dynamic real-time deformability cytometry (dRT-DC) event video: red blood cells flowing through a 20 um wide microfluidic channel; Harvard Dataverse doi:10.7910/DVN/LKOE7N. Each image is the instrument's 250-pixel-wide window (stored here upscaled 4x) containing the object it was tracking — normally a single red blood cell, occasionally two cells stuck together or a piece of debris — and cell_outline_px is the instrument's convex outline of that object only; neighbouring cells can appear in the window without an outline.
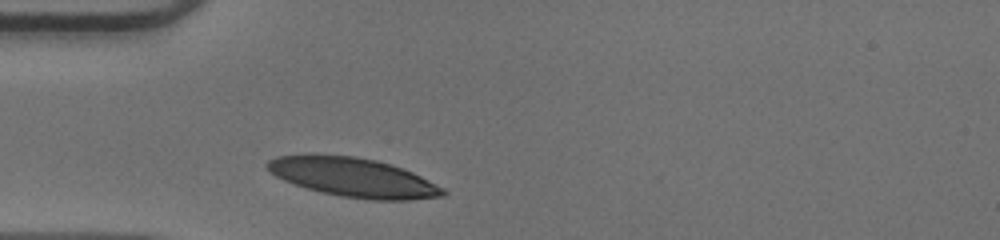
{"species": "human", "species_latin": "Homo sapiens", "temperature_condition": "warm", "stored_images_in_passage": 28, "camera_frame_rate_fps": 3000, "um_per_image_px": 0.085, "donor": {"sex": "male"}, "frame": {"image": 1, "passage_image": 1, "time_ms": 0.0, "image_size_px": [1000, 240], "cell_outline_px": [[448, 192], [444, 196], [412, 200], [372, 200], [340, 196], [308, 188], [284, 180], [276, 176], [264, 164], [268, 160], [276, 156], [356, 156], [376, 160], [392, 164], [412, 172], [444, 188]], "centroid_in_image_um": [30.1, 15.1], "position_along_channel_um": 54.9, "area_um2": 39.36}}
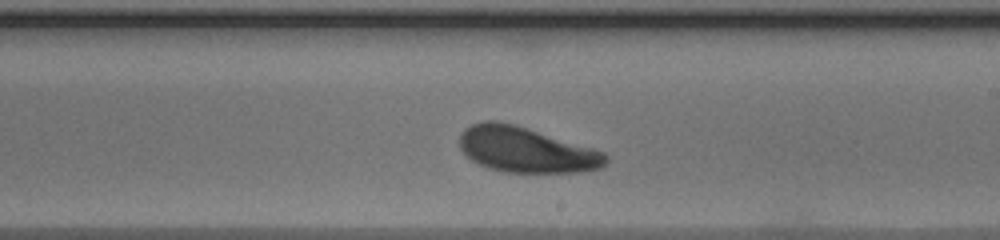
{"frame": {"image": 2, "passage_image": 16, "time_ms": 5.0, "image_size_px": [1000, 240], "cell_outline_px": [[608, 160], [600, 168], [580, 172], [504, 172], [488, 168], [472, 160], [460, 148], [460, 136], [464, 128], [480, 120], [496, 120], [516, 124], [592, 148], [604, 152], [608, 156]], "centroid_in_image_um": [44.69, 12.71], "position_along_channel_um": 244.3, "area_um2": 38.67}}
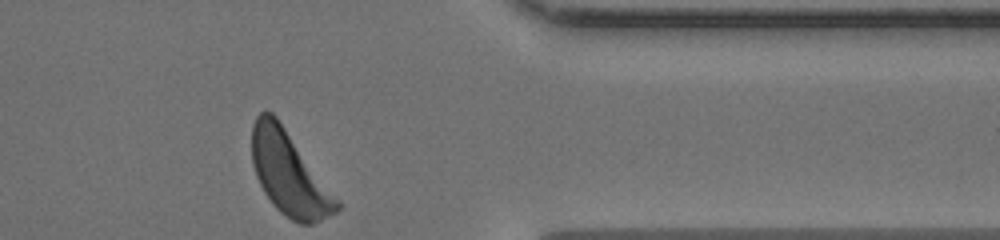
{"frame": {"image": 3, "passage_image": 28, "time_ms": 9.0, "image_size_px": [1000, 240], "cell_outline_px": [[340, 208], [336, 212], [312, 224], [300, 224], [292, 220], [280, 212], [272, 204], [264, 192], [256, 176], [252, 164], [252, 124], [256, 116], [260, 112], [272, 112], [276, 116], [340, 200]], "centroid_in_image_um": [24.58, 14.76], "position_along_channel_um": 386.8, "area_um2": 41.04}, "authors_computed_cell_mechanics": {"area_um2": 39.0439, "velocity_mm_per_s": 3.9354, "shape_relaxation_time_tau1_ms": 2.2393, "shape_relaxation_time_tau2_ms": null, "deformation_change_tau1": 0.1348, "deformation_change_tau2": null}}